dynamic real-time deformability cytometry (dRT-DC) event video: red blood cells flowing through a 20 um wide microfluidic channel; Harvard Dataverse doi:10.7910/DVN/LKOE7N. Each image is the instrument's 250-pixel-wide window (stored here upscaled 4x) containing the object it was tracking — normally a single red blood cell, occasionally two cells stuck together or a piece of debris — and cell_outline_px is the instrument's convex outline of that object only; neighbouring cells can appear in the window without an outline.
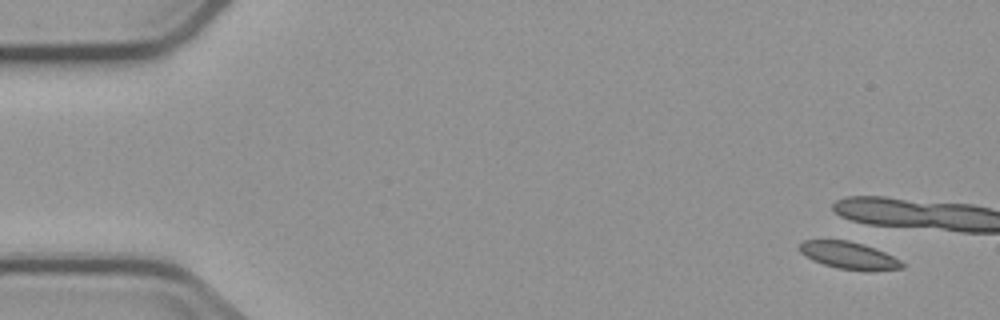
{"species": "common noctule bat (a hibernating species)", "species_latin": "Nyctalus noctula", "temperature_condition": "cold", "stored_images_in_passage": 1, "camera_frame_rate_fps": 3000, "um_per_image_px": 0.085, "animal": {"sex": "male", "body_mass_g": 23.1, "forearm_length_mm": 52.7}, "frame": {"image": 1, "passage_image": 1, "time_ms": 0.0, "image_size_px": [1000, 320], "cell_outline_px": [[904, 268], [836, 268], [812, 260], [804, 256], [796, 248], [804, 240], [848, 240], [864, 244], [876, 248], [900, 260], [904, 264]], "centroid_in_image_um": [72.04, 21.65], "position_along_channel_um": 13.0, "area_um2": 15.61}}